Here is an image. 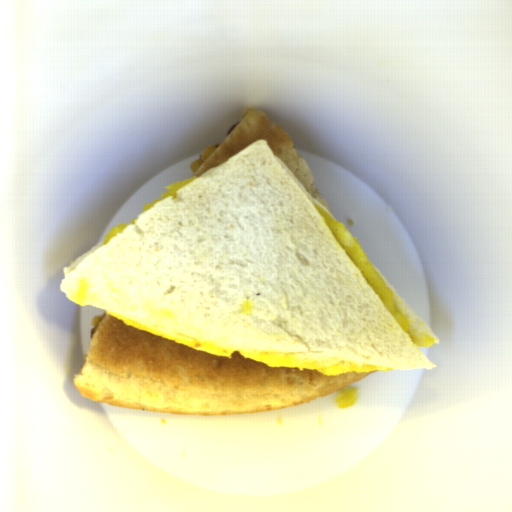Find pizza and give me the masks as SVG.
Segmentation results:
<instances>
[{"instance_id":"obj_1","label":"pizza","mask_w":512,"mask_h":512,"mask_svg":"<svg viewBox=\"0 0 512 512\" xmlns=\"http://www.w3.org/2000/svg\"><path fill=\"white\" fill-rule=\"evenodd\" d=\"M94 317L85 358L72 384L110 407L157 413H260L306 403L373 373L324 375L269 368L238 351L222 357L125 324Z\"/></svg>"},{"instance_id":"obj_2","label":"pizza","mask_w":512,"mask_h":512,"mask_svg":"<svg viewBox=\"0 0 512 512\" xmlns=\"http://www.w3.org/2000/svg\"><path fill=\"white\" fill-rule=\"evenodd\" d=\"M258 140H265L275 157L333 215L314 173L283 126L255 107L245 109L242 117L230 126L221 142L191 178H198L208 170L220 166Z\"/></svg>"}]
</instances>
